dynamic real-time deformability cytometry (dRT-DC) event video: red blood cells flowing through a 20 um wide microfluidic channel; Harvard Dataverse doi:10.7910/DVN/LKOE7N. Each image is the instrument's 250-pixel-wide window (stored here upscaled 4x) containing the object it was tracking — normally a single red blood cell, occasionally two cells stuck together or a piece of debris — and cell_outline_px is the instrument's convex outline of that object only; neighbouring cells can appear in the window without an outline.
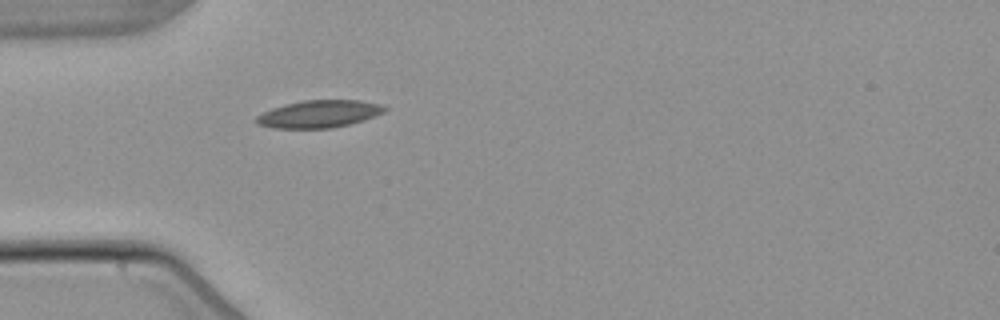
{"species": "common noctule bat (a hibernating species)", "species_latin": "Nyctalus noctula", "temperature_condition": "warm", "stored_images_in_passage": 1, "camera_frame_rate_fps": 3000, "um_per_image_px": 0.085, "animal": {"sex": "male", "body_mass_g": 21.5, "forearm_length_mm": 52.0}, "frame": {"image": 1, "passage_image": 1, "time_ms": 0.0, "image_size_px": [1000, 320], "cell_outline_px": [[388, 108], [384, 112], [364, 120], [332, 128], [272, 128], [256, 124], [252, 120], [256, 116], [272, 108], [284, 104], [304, 100], [360, 100], [380, 104]], "centroid_in_image_um": [27.08, 9.68], "position_along_channel_um": 57.9, "area_um2": 20.58}}